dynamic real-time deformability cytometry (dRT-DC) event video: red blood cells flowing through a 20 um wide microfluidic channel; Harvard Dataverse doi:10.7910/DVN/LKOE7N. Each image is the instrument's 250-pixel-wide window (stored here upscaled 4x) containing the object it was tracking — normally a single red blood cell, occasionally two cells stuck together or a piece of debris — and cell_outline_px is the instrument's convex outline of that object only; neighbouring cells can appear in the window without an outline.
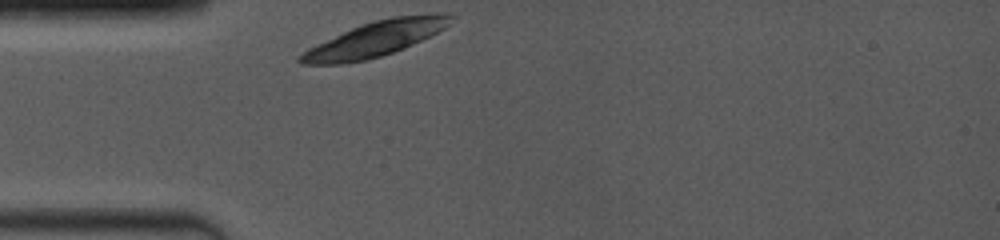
{"species": "common noctule bat (a hibernating species)", "species_latin": "Nyctalus noctula", "temperature_condition": "room temperature", "stored_images_in_passage": 2, "camera_frame_rate_fps": 4000, "um_per_image_px": 0.085, "animal": {"sex": "female", "body_mass_g": 19.0, "forearm_length_mm": 53.3}, "frame": {"image": 1, "passage_image": 1, "time_ms": 0.0, "image_size_px": [1000, 240], "cell_outline_px": [[456, 16], [444, 28], [404, 48], [368, 60], [340, 64], [300, 64], [296, 60], [308, 48], [316, 44], [352, 28], [376, 20], [392, 16], [436, 12], [448, 12]], "centroid_in_image_um": [31.94, 3.29], "position_along_channel_um": 53.1, "area_um2": 30.52}}